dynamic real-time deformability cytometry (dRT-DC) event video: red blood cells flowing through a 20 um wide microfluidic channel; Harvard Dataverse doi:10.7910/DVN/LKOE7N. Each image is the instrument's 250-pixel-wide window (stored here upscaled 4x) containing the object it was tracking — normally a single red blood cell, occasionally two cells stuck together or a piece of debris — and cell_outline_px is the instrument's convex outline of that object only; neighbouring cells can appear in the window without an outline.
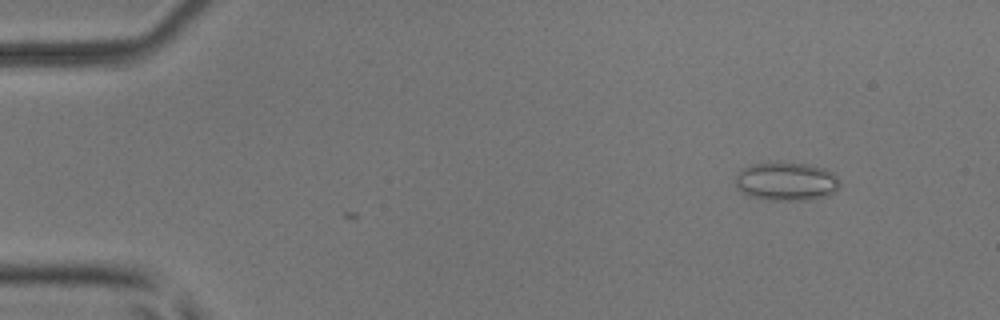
{"species": "common noctule bat (a hibernating species)", "species_latin": "Nyctalus noctula", "temperature_condition": "room temperature", "stored_images_in_passage": 4, "camera_frame_rate_fps": 3000, "um_per_image_px": 0.085, "animal": {"sex": "male", "body_mass_g": 17.9, "forearm_length_mm": 54.2}, "frame": {"image": 1, "passage_image": 3, "time_ms": 0.667, "image_size_px": [1000, 320], "cell_outline_px": [[840, 184], [828, 196], [804, 200], [772, 200], [752, 196], [740, 192], [736, 188], [736, 176], [744, 168], [752, 164], [808, 164], [824, 168], [832, 172], [840, 180]], "centroid_in_image_um": [66.85, 15.44], "position_along_channel_um": 18.1, "area_um2": 22.89}}